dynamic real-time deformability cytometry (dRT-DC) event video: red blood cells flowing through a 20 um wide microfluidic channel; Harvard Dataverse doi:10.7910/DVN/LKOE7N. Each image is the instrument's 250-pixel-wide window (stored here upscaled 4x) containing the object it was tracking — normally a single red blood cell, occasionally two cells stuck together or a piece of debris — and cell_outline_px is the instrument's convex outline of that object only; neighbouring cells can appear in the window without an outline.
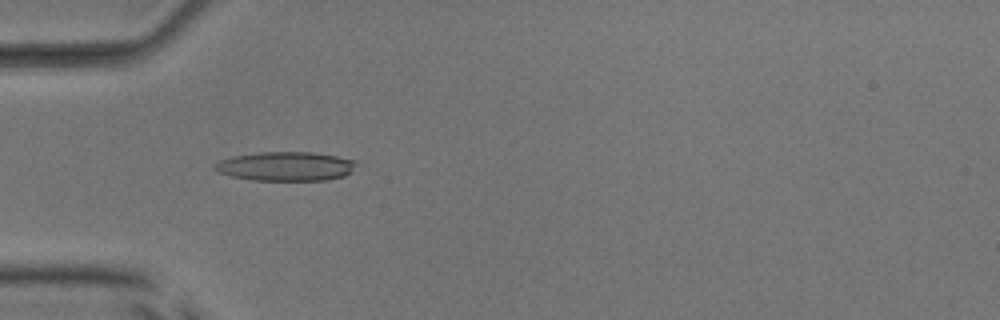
{"species": "common noctule bat (a hibernating species)", "species_latin": "Nyctalus noctula", "temperature_condition": "room temperature", "stored_images_in_passage": 52, "camera_frame_rate_fps": 3000, "um_per_image_px": 0.085, "animal": {"sex": "male", "body_mass_g": 17.9, "forearm_length_mm": 54.2}, "frame": {"image": 1, "passage_image": 17, "time_ms": 5.333, "image_size_px": [1000, 320], "cell_outline_px": [[356, 164], [352, 172], [344, 176], [324, 180], [252, 180], [232, 176], [216, 172], [212, 168], [212, 164], [220, 160], [232, 156], [260, 152], [312, 152], [336, 156], [356, 160]], "centroid_in_image_um": [24.25, 14.13], "position_along_channel_um": 60.8, "area_um2": 24.16}}
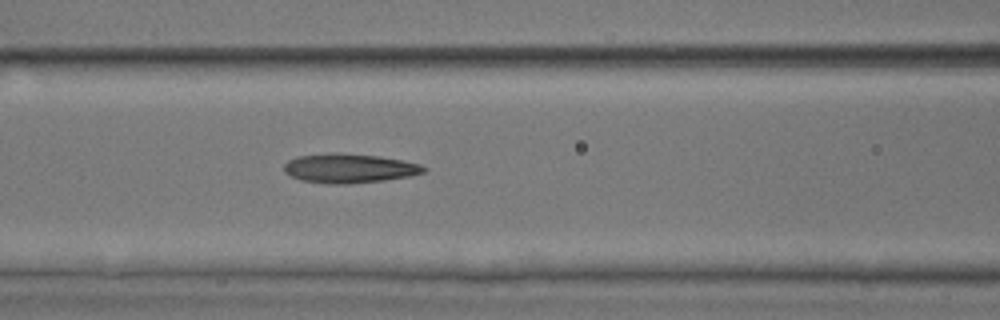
{"frame": {"image": 2, "passage_image": 23, "time_ms": 7.333, "image_size_px": [1000, 320], "cell_outline_px": [[428, 168], [424, 172], [412, 176], [384, 180], [348, 184], [328, 184], [300, 180], [284, 172], [284, 164], [288, 160], [296, 156], [332, 152], [380, 156], [420, 164]], "centroid_in_image_um": [29.67, 14.3], "position_along_channel_um": 136.9, "area_um2": 23.99}}
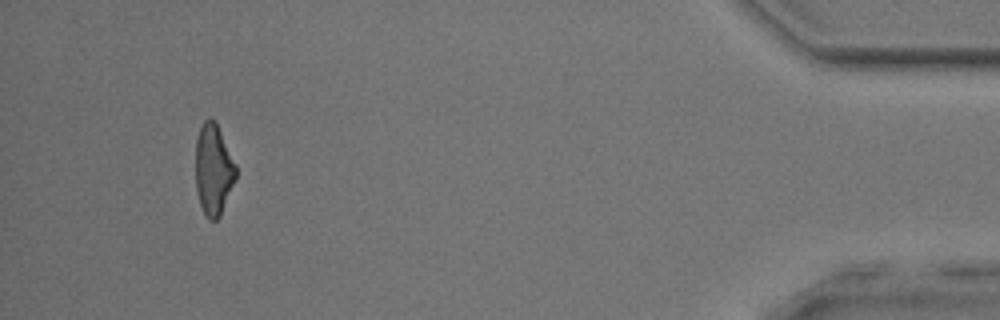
{"frame": {"image": 3, "passage_image": 49, "time_ms": 16.0, "image_size_px": [1000, 320], "cell_outline_px": [[236, 176], [220, 216], [216, 220], [208, 220], [200, 204], [196, 188], [196, 140], [200, 124], [204, 120], [216, 120], [236, 164]], "centroid_in_image_um": [18.14, 14.38], "position_along_channel_um": 417.1, "area_um2": 21.33}, "authors_computed_cell_mechanics": {"area_um2": 23.12, "velocity_mm_per_s": 4.0294, "shape_relaxation_time_tau1_ms": 3.5666, "shape_relaxation_time_tau2_ms": 2.0179, "deformation_change_tau1": 0.1571, "deformation_change_tau2": 0.1363}}